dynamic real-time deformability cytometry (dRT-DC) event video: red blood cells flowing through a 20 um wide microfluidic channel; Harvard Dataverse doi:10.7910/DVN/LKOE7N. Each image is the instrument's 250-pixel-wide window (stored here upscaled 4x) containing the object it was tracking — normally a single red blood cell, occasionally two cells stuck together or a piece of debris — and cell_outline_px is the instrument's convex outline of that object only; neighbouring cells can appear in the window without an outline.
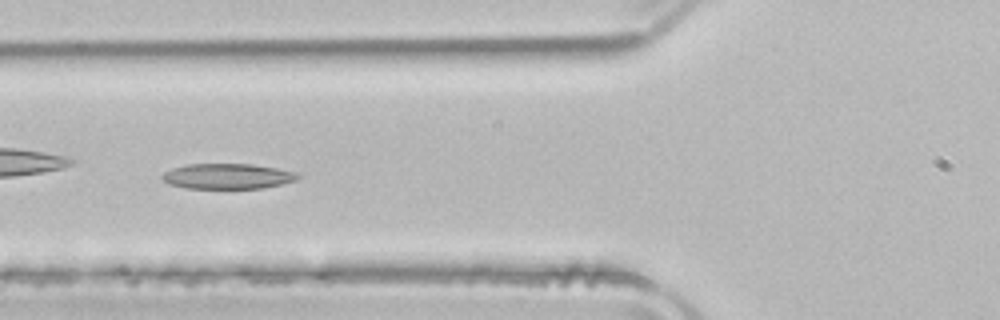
{"species": "common noctule bat (a hibernating species)", "species_latin": "Nyctalus noctula", "temperature_condition": "room temperature", "stored_images_in_passage": 35, "camera_frame_rate_fps": 3000, "um_per_image_px": 0.085, "animal": {"sex": "male", "body_mass_g": 21.5, "forearm_length_mm": 52.0}, "frame": {"image": 1, "passage_image": 6, "time_ms": 1.667, "image_size_px": [1000, 320], "cell_outline_px": [[300, 176], [296, 180], [264, 188], [184, 188], [168, 184], [160, 180], [160, 176], [164, 172], [172, 168], [188, 164], [252, 164], [276, 168], [296, 172]], "centroid_in_image_um": [19.28, 14.98], "position_along_channel_um": 106.5, "area_um2": 20.11}, "authors_computed_cell_mechanics": {"area_um2": 20.4612, "velocity_mm_per_s": 3.9137, "shape_relaxation_time_tau1_ms": null, "shape_relaxation_time_tau2_ms": 3.408, "deformation_change_tau1": null, "deformation_change_tau2": 0.1061}}